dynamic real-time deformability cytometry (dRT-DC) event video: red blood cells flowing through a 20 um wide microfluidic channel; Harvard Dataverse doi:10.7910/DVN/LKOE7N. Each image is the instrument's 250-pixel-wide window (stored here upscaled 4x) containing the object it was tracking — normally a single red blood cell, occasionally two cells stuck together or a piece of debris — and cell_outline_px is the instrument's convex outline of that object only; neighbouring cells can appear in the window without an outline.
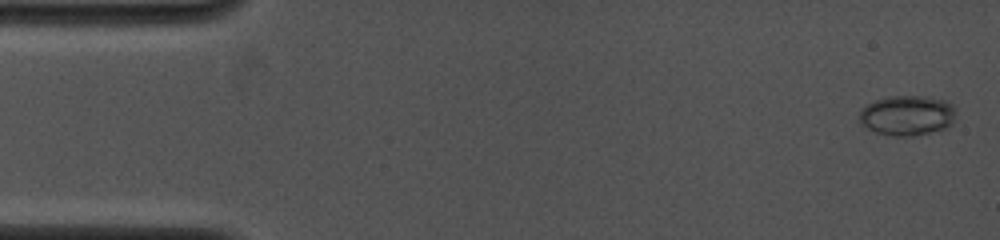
{"species": "common noctule bat (a hibernating species)", "species_latin": "Nyctalus noctula", "temperature_condition": "cold", "stored_images_in_passage": 7, "camera_frame_rate_fps": 4000, "um_per_image_px": 0.085, "animal": {"sex": "female", "body_mass_g": 19.0, "forearm_length_mm": 53.3}, "frame": {"image": 1, "passage_image": 1, "time_ms": 0.0, "image_size_px": [1000, 240], "cell_outline_px": [[956, 112], [952, 124], [944, 128], [912, 136], [892, 136], [876, 132], [860, 124], [860, 108], [864, 104], [888, 96], [924, 96], [944, 100], [952, 104], [956, 108]], "centroid_in_image_um": [77.09, 9.8], "position_along_channel_um": 7.9, "area_um2": 22.66}}
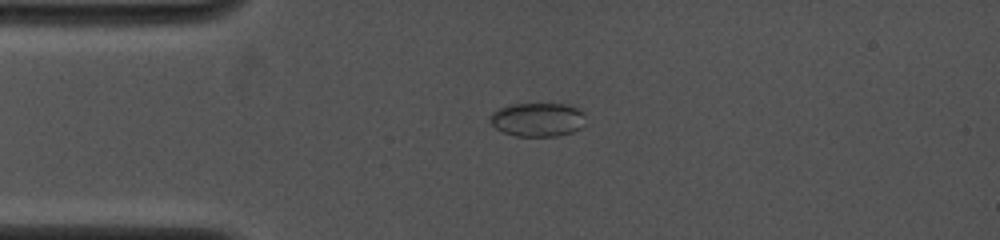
{"frame": {"image": 2, "passage_image": 6, "time_ms": 3.25, "image_size_px": [1000, 240], "cell_outline_px": [[584, 116], [580, 128], [572, 132], [556, 136], [516, 136], [504, 132], [496, 128], [488, 120], [492, 112], [500, 108], [512, 104], [568, 104], [584, 112]], "centroid_in_image_um": [45.67, 10.16], "position_along_channel_um": 39.3, "area_um2": 18.67}}